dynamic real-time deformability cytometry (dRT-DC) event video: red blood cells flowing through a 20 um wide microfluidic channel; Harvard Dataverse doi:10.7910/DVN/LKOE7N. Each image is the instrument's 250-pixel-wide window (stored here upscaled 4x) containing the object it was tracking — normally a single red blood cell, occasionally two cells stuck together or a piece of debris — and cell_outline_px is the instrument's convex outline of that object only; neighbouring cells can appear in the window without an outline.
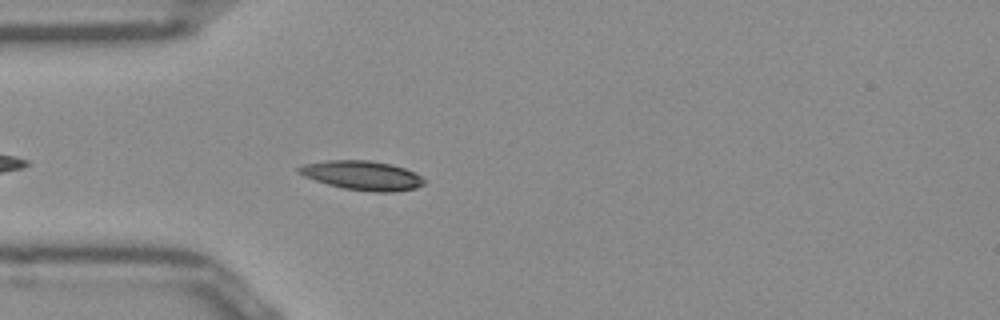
{"species": "Egyptian fruit bat (a non-hibernating species)", "species_latin": "Rousettus aegyptiacus", "temperature_condition": "room temperature", "stored_images_in_passage": 41, "camera_frame_rate_fps": 3000, "um_per_image_px": 0.085, "frame": {"image": 1, "passage_image": 4, "time_ms": 1.0, "image_size_px": [1000, 320], "cell_outline_px": [[424, 184], [416, 188], [396, 192], [372, 192], [344, 188], [328, 184], [304, 176], [296, 172], [296, 168], [304, 164], [328, 160], [368, 160], [392, 164], [404, 168], [420, 176], [424, 180]], "centroid_in_image_um": [30.78, 14.91], "position_along_channel_um": 54.2, "area_um2": 21.27}}
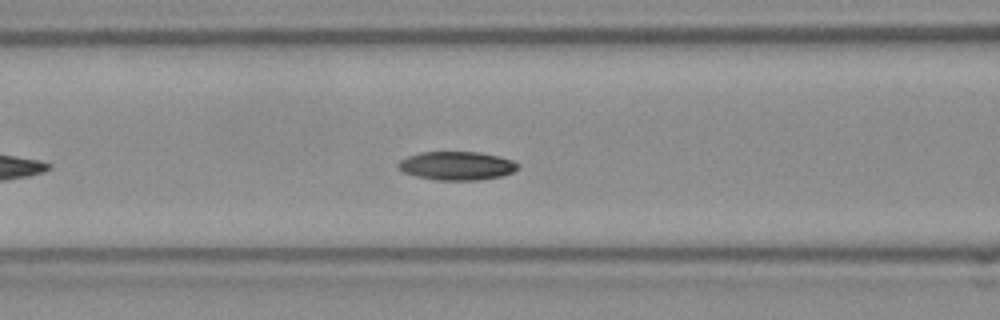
{"frame": {"image": 2, "passage_image": 10, "time_ms": 3.0, "image_size_px": [1000, 320], "cell_outline_px": [[520, 164], [512, 172], [500, 176], [480, 180], [436, 180], [416, 176], [404, 172], [396, 164], [400, 160], [408, 156], [420, 152], [480, 152], [500, 156], [512, 160]], "centroid_in_image_um": [38.82, 14.08], "position_along_channel_um": 127.8, "area_um2": 19.88}}
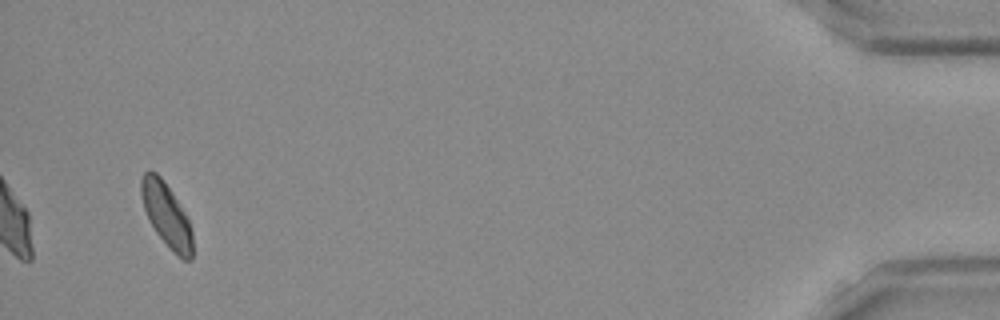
{"frame": {"image": 3, "passage_image": 39, "time_ms": 12.667, "image_size_px": [1000, 320], "cell_outline_px": [[192, 260], [184, 260], [156, 232], [148, 220], [144, 208], [140, 192], [140, 180], [144, 172], [148, 168], [156, 172], [160, 176], [172, 192], [184, 212], [188, 220], [192, 232]], "centroid_in_image_um": [14.12, 18.19], "position_along_channel_um": 421.1, "area_um2": 18.73}, "authors_computed_cell_mechanics": {"area_um2": 19.652, "velocity_mm_per_s": 3.911, "shape_relaxation_time_tau1_ms": 4.5861, "shape_relaxation_time_tau2_ms": null, "deformation_change_tau1": 0.1156, "deformation_change_tau2": null}}